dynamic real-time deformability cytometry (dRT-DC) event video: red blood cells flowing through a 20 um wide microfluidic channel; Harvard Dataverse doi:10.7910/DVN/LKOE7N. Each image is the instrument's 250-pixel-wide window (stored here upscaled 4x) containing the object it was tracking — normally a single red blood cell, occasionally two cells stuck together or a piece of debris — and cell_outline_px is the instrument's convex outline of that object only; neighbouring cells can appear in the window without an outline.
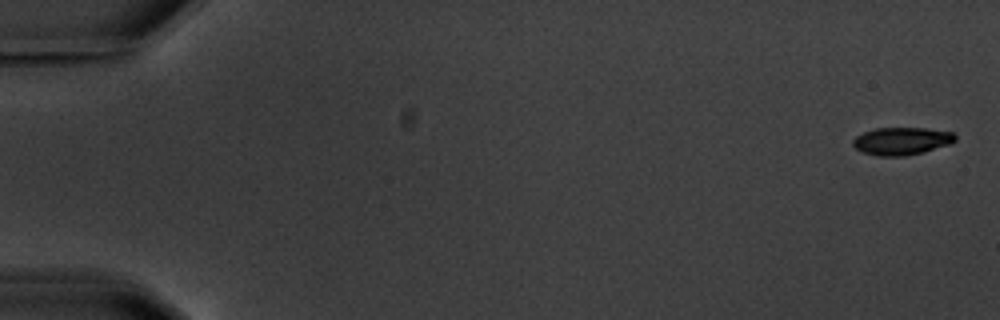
{"species": "common noctule bat (a hibernating species)", "species_latin": "Nyctalus noctula", "temperature_condition": "warm", "stored_images_in_passage": 5, "camera_frame_rate_fps": 3000, "um_per_image_px": 0.085, "animal": {"sex": "male", "body_mass_g": 20.1, "forearm_length_mm": 53.5}, "frame": {"image": 1, "passage_image": 1, "time_ms": 0.0, "image_size_px": [1000, 320], "cell_outline_px": [[956, 140], [952, 144], [924, 152], [904, 156], [876, 156], [864, 152], [856, 148], [852, 144], [852, 140], [856, 136], [864, 132], [876, 128], [924, 128], [952, 132], [956, 136]], "centroid_in_image_um": [76.66, 11.99], "position_along_channel_um": 8.3, "area_um2": 16.53}}
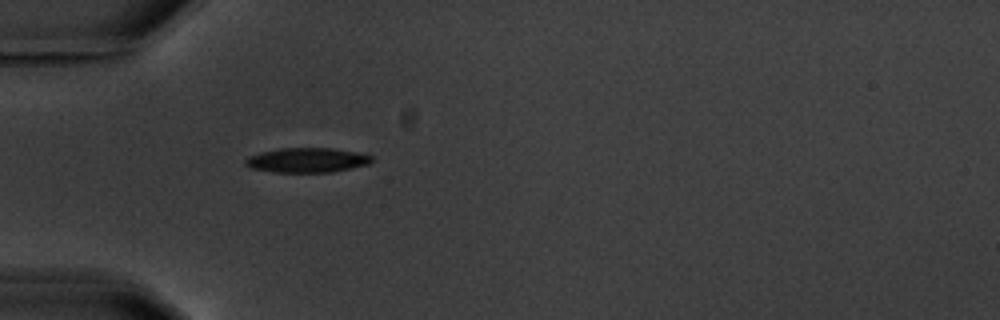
{"frame": {"image": 2, "passage_image": 5, "time_ms": 5.667, "image_size_px": [1000, 320], "cell_outline_px": [[372, 160], [368, 164], [332, 172], [272, 172], [252, 168], [244, 164], [244, 160], [248, 156], [260, 152], [280, 148], [332, 148], [356, 152], [372, 156]], "centroid_in_image_um": [26.05, 13.61], "position_along_channel_um": 58.9, "area_um2": 18.09}}